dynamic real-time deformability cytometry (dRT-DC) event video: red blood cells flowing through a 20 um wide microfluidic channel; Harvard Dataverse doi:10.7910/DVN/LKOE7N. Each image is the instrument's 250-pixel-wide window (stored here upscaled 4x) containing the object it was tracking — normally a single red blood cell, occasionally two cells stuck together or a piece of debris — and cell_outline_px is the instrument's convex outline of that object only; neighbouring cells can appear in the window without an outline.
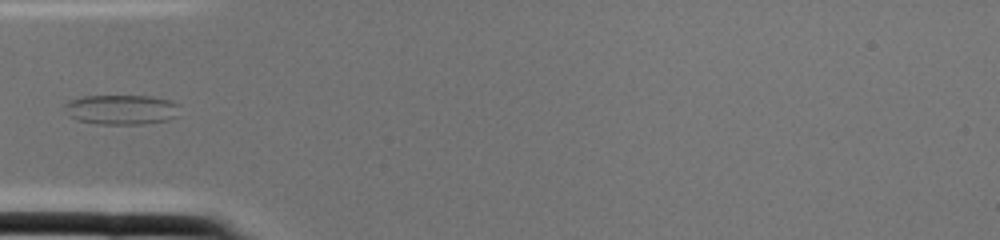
{"species": "common noctule bat (a hibernating species)", "species_latin": "Nyctalus noctula", "temperature_condition": "cold", "stored_images_in_passage": 2, "camera_frame_rate_fps": 3000, "um_per_image_px": 0.085, "animal": {"sex": "female", "body_mass_g": 22.0, "forearm_length_mm": 56.7}, "frame": {"image": 1, "passage_image": 2, "time_ms": 0.333, "image_size_px": [1000, 240], "cell_outline_px": [[180, 104], [176, 116], [168, 120], [140, 124], [96, 124], [76, 120], [68, 116], [64, 104], [68, 100], [84, 96], [152, 96], [172, 100]], "centroid_in_image_um": [10.31, 9.31], "position_along_channel_um": 74.7, "area_um2": 20.23}}